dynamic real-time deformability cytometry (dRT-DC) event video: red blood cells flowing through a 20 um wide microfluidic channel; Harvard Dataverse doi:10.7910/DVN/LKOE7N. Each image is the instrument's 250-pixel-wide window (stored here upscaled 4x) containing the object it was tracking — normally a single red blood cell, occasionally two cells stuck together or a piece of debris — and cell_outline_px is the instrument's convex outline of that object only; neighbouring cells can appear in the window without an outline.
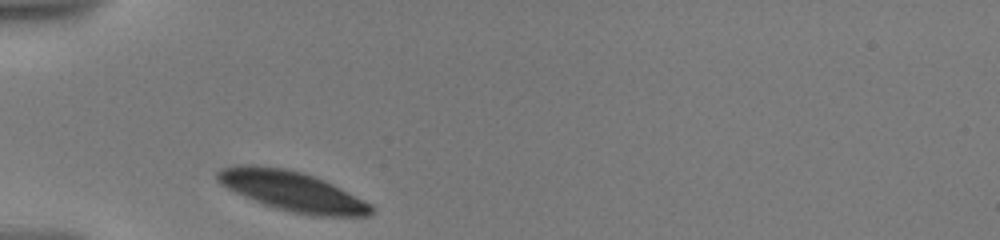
{"species": "human", "species_latin": "Homo sapiens", "temperature_condition": "warm", "stored_images_in_passage": 25, "camera_frame_rate_fps": 3000, "um_per_image_px": 0.085, "donor": {"sex": "male"}, "frame": {"image": 1, "passage_image": 1, "time_ms": 0.0, "image_size_px": [1000, 240], "cell_outline_px": [[372, 212], [368, 216], [312, 216], [292, 212], [276, 208], [264, 204], [244, 196], [228, 188], [216, 180], [216, 172], [224, 168], [244, 164], [284, 168], [300, 172], [312, 176], [332, 184], [372, 204]], "centroid_in_image_um": [24.84, 16.26], "position_along_channel_um": 60.2, "area_um2": 35.08}}
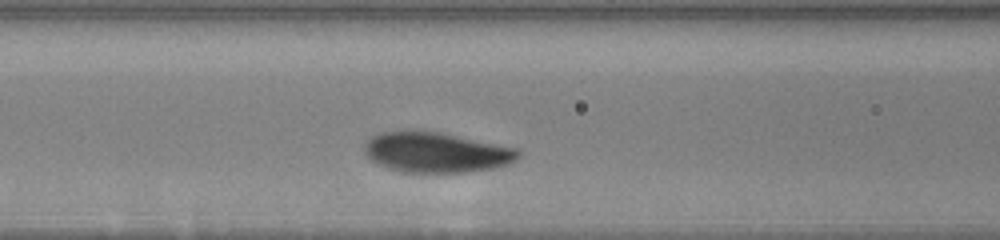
{"frame": {"image": 2, "passage_image": 12, "time_ms": 2.333, "image_size_px": [1000, 240], "cell_outline_px": [[520, 156], [516, 160], [508, 164], [492, 168], [468, 172], [400, 172], [388, 168], [372, 160], [364, 152], [364, 148], [368, 140], [372, 136], [380, 132], [416, 128], [440, 132], [516, 148], [520, 152]], "centroid_in_image_um": [37.05, 12.92], "position_along_channel_um": 129.6, "area_um2": 36.36}}
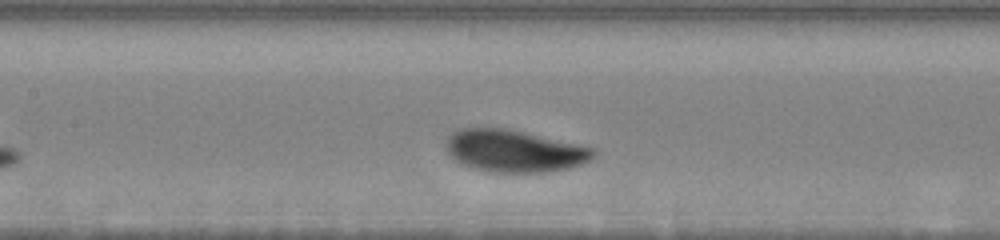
{"frame": {"image": 3, "passage_image": 19, "time_ms": 3.333, "image_size_px": [1000, 240], "cell_outline_px": [[596, 152], [584, 164], [568, 168], [544, 172], [488, 172], [472, 168], [460, 164], [448, 152], [448, 140], [452, 132], [460, 128], [504, 128], [524, 132], [592, 148]], "centroid_in_image_um": [43.68, 12.84], "position_along_channel_um": 163.7, "area_um2": 35.66}}